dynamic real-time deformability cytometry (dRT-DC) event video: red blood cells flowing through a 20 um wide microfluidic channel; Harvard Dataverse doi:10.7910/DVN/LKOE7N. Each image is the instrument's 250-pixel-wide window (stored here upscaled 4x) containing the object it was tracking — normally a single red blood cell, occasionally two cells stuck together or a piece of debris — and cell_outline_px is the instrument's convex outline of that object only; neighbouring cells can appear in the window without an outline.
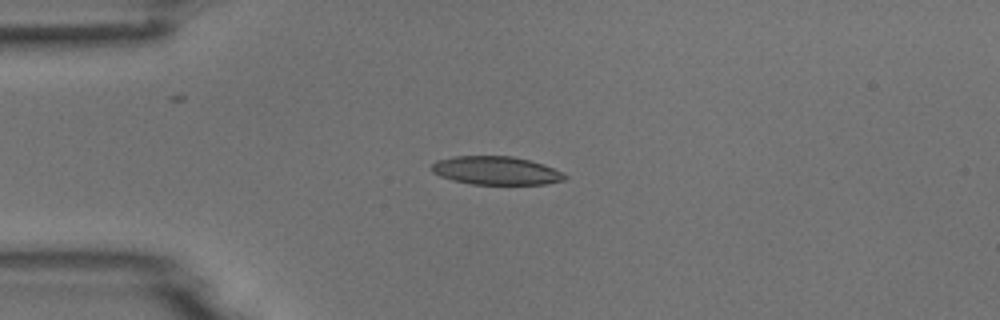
{"species": "common noctule bat (a hibernating species)", "species_latin": "Nyctalus noctula", "temperature_condition": "room temperature", "stored_images_in_passage": 41, "camera_frame_rate_fps": 3000, "um_per_image_px": 0.085, "animal": {"sex": "male", "body_mass_g": 18.8}, "frame": {"image": 1, "passage_image": 1, "time_ms": 0.0, "image_size_px": [1000, 320], "cell_outline_px": [[568, 176], [564, 180], [544, 184], [472, 184], [452, 180], [440, 176], [432, 172], [432, 164], [436, 160], [452, 156], [512, 156], [544, 164], [564, 172]], "centroid_in_image_um": [42.17, 14.49], "position_along_channel_um": 42.8, "area_um2": 22.08}}
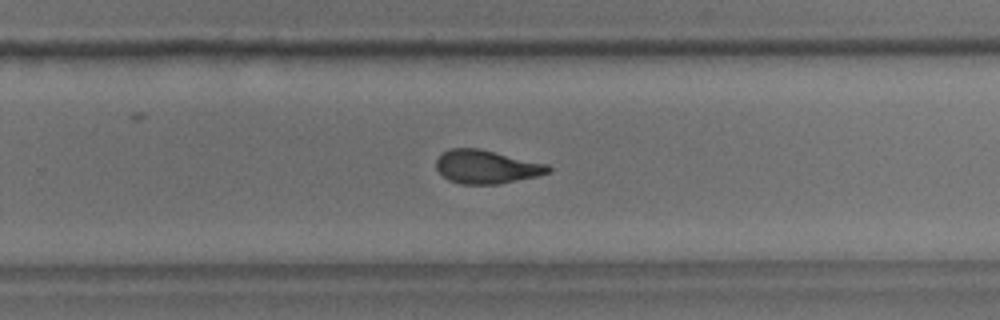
{"frame": {"image": 2, "passage_image": 22, "time_ms": 7.0, "image_size_px": [1000, 320], "cell_outline_px": [[552, 172], [536, 176], [500, 184], [460, 184], [448, 180], [436, 168], [436, 160], [444, 152], [452, 148], [480, 148], [548, 164], [552, 168]], "centroid_in_image_um": [41.38, 14.18], "position_along_channel_um": 288.4, "area_um2": 21.91}}
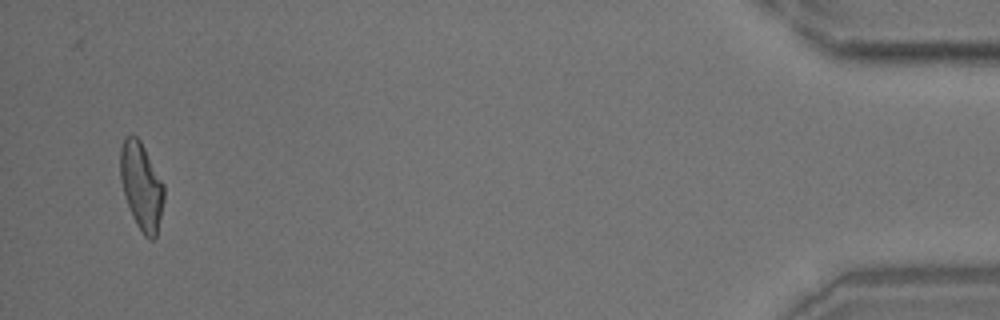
{"frame": {"image": 3, "passage_image": 39, "time_ms": 12.667, "image_size_px": [1000, 320], "cell_outline_px": [[164, 200], [156, 236], [152, 240], [148, 240], [144, 236], [136, 224], [132, 216], [124, 196], [120, 176], [120, 148], [124, 136], [136, 136], [140, 140], [164, 184]], "centroid_in_image_um": [12.01, 15.83], "position_along_channel_um": 423.2, "area_um2": 22.25}}